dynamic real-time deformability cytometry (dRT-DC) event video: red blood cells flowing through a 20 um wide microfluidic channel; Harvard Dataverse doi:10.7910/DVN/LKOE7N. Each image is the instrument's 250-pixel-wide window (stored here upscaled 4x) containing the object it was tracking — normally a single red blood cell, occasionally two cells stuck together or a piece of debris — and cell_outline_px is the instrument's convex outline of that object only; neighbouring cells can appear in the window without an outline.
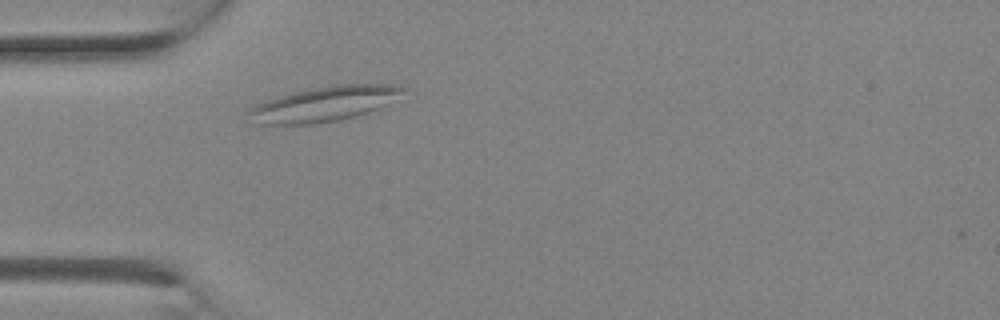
{"species": "Egyptian fruit bat (a non-hibernating species)", "species_latin": "Rousettus aegyptiacus", "temperature_condition": "room temperature", "stored_images_in_passage": 2, "camera_frame_rate_fps": 3000, "um_per_image_px": 0.085, "animal": {"sex": "female"}, "frame": {"image": 1, "passage_image": 2, "time_ms": 0.333, "image_size_px": [1000, 320], "cell_outline_px": [[408, 88], [384, 104], [368, 112], [356, 116], [340, 120], [312, 124], [252, 124], [248, 112], [256, 104], [280, 96], [312, 88], [336, 84], [392, 84]], "centroid_in_image_um": [27.51, 8.84], "position_along_channel_um": 57.5, "area_um2": 30.81}}